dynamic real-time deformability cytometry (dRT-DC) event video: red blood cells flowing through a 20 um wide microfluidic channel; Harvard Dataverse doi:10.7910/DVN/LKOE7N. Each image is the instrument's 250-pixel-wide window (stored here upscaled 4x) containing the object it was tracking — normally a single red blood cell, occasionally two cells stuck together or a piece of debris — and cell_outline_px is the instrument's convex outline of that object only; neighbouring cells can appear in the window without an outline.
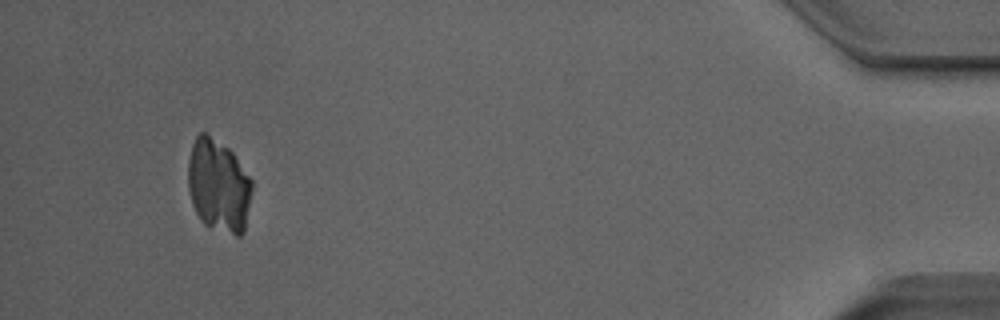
{"species": "Egyptian fruit bat (a non-hibernating species)", "species_latin": "Rousettus aegyptiacus", "temperature_condition": "room temperature", "stored_images_in_passage": 36, "camera_frame_rate_fps": 3000, "um_per_image_px": 0.085, "animal": {"sex": "male"}, "frame": {"image": 1, "passage_image": 33, "time_ms": 10.667, "image_size_px": [1000, 320], "cell_outline_px": [[252, 188], [244, 232], [240, 236], [236, 236], [204, 224], [200, 220], [192, 204], [188, 188], [188, 160], [192, 144], [196, 136], [200, 132], [208, 132], [228, 148], [232, 152], [252, 180]], "centroid_in_image_um": [18.56, 15.76], "position_along_channel_um": 416.6, "area_um2": 34.74}}